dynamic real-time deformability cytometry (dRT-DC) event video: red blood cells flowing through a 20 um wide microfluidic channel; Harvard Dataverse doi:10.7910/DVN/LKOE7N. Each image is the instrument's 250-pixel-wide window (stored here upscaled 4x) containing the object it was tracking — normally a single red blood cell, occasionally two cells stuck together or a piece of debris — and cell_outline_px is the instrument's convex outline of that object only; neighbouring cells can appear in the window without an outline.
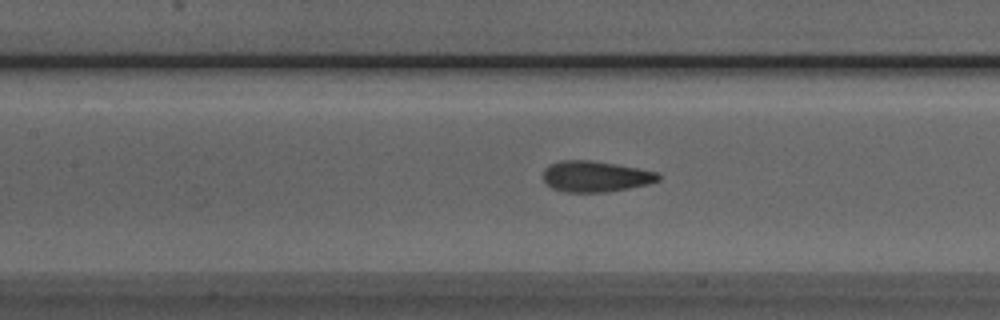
{"species": "Egyptian fruit bat (a non-hibernating species)", "species_latin": "Rousettus aegyptiacus", "temperature_condition": "room temperature", "stored_images_in_passage": 46, "camera_frame_rate_fps": 3000, "um_per_image_px": 0.085, "animal": {"sex": "male"}, "frame": {"image": 1, "passage_image": 22, "time_ms": 7.0, "image_size_px": [1000, 320], "cell_outline_px": [[660, 180], [648, 184], [608, 192], [564, 192], [552, 188], [544, 180], [544, 168], [552, 164], [564, 160], [592, 160], [636, 168], [656, 172], [660, 176]], "centroid_in_image_um": [50.61, 15.0], "position_along_channel_um": 156.8, "area_um2": 20.52}}
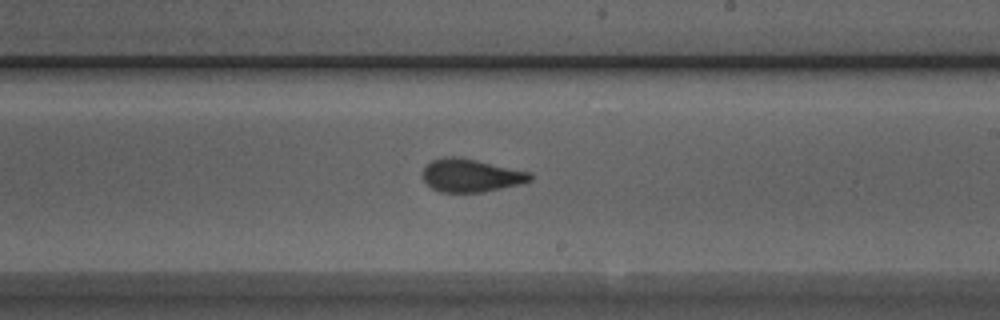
{"frame": {"image": 2, "passage_image": 29, "time_ms": 9.333, "image_size_px": [1000, 320], "cell_outline_px": [[532, 180], [524, 184], [484, 192], [440, 192], [432, 188], [424, 180], [424, 168], [432, 160], [444, 156], [452, 156], [476, 160], [532, 172]], "centroid_in_image_um": [40.09, 14.92], "position_along_channel_um": 248.9, "area_um2": 20.75}}
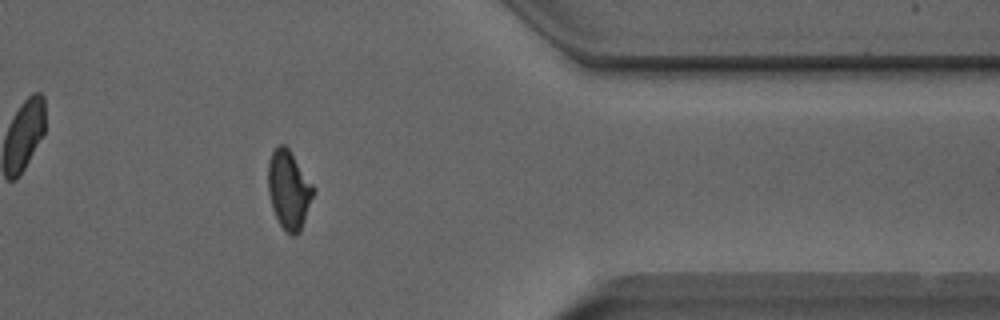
{"frame": {"image": 3, "passage_image": 41, "time_ms": 13.333, "image_size_px": [1000, 320], "cell_outline_px": [[316, 192], [300, 232], [292, 236], [280, 224], [272, 208], [268, 192], [268, 164], [272, 152], [276, 144], [284, 144], [288, 148], [316, 188]], "centroid_in_image_um": [24.57, 16.11], "position_along_channel_um": 386.8, "area_um2": 20.87}, "authors_computed_cell_mechanics": {"area_um2": 20.7213, "velocity_mm_per_s": 3.9584, "shape_relaxation_time_tau1_ms": 8.8058, "shape_relaxation_time_tau2_ms": 1.289, "deformation_change_tau1": 0.2164, "deformation_change_tau2": 0.0727}}